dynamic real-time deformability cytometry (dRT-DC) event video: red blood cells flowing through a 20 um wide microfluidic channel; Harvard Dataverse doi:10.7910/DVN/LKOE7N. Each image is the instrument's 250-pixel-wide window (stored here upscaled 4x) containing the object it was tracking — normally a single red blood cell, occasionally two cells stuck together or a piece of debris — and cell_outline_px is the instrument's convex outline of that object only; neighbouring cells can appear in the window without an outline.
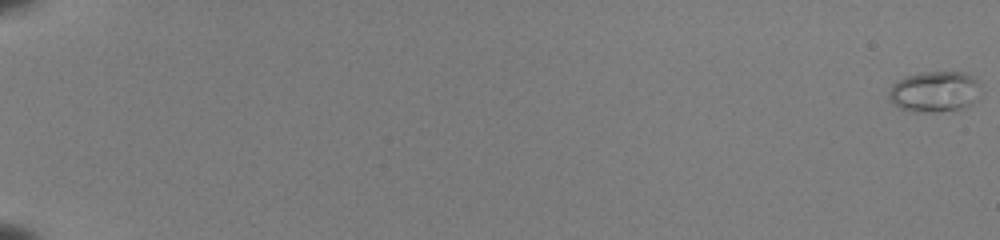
{"species": "common noctule bat (a hibernating species)", "species_latin": "Nyctalus noctula", "temperature_condition": "room temperature", "stored_images_in_passage": 55, "camera_frame_rate_fps": 3000, "um_per_image_px": 0.085, "animal": {"sex": "female", "body_mass_g": 22.0, "forearm_length_mm": 56.7}, "frame": {"image": 1, "passage_image": 1, "time_ms": 0.0, "image_size_px": [1000, 240], "cell_outline_px": [[980, 84], [976, 100], [968, 108], [936, 112], [912, 112], [900, 108], [892, 104], [888, 100], [888, 92], [892, 84], [904, 76], [924, 72], [960, 72], [972, 76]], "centroid_in_image_um": [79.41, 7.81], "position_along_channel_um": 5.6, "area_um2": 22.2}}
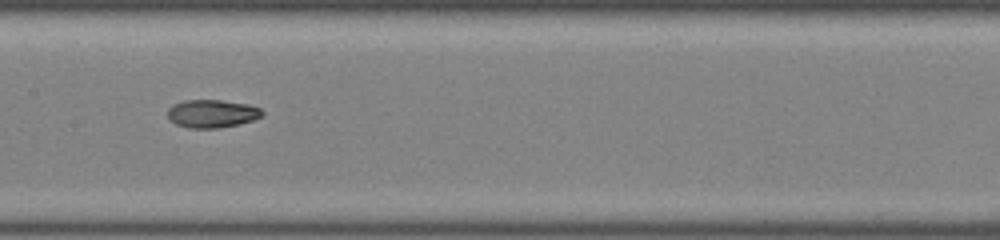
{"frame": {"image": 2, "passage_image": 32, "time_ms": 10.333, "image_size_px": [1000, 240], "cell_outline_px": [[264, 116], [252, 120], [220, 128], [188, 128], [176, 124], [168, 120], [168, 108], [172, 104], [184, 100], [220, 100], [248, 104], [260, 108], [264, 112]], "centroid_in_image_um": [18.0, 9.65], "position_along_channel_um": 189.4, "area_um2": 15.55}}
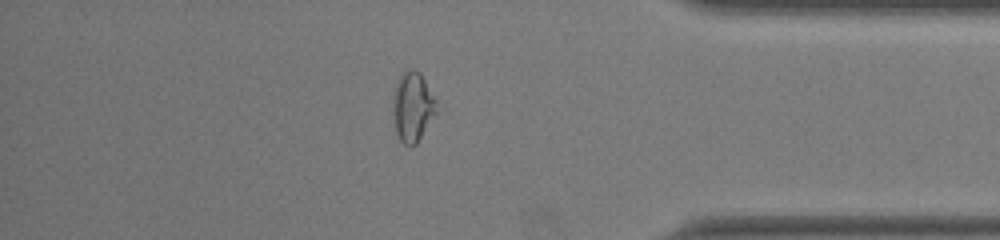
{"frame": {"image": 3, "passage_image": 49, "time_ms": 16.0, "image_size_px": [1000, 240], "cell_outline_px": [[436, 112], [416, 144], [412, 148], [408, 148], [400, 140], [396, 132], [392, 112], [392, 108], [396, 88], [400, 76], [408, 68], [412, 68], [420, 72], [436, 100]], "centroid_in_image_um": [35.06, 9.11], "position_along_channel_um": 400.1, "area_um2": 17.46}}